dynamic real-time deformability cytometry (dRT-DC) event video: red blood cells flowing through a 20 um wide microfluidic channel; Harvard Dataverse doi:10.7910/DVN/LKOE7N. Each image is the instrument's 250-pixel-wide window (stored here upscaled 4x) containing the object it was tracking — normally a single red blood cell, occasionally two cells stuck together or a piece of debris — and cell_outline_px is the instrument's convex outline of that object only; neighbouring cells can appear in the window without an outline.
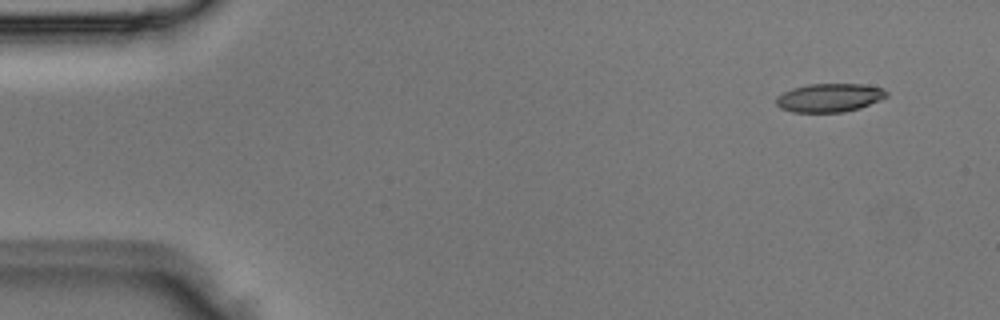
{"species": "Egyptian fruit bat (a non-hibernating species)", "species_latin": "Rousettus aegyptiacus", "temperature_condition": "room temperature", "stored_images_in_passage": 4, "camera_frame_rate_fps": 3000, "um_per_image_px": 0.085, "animal": {"sex": "male"}, "frame": {"image": 1, "passage_image": 1, "time_ms": 0.0, "image_size_px": [1000, 320], "cell_outline_px": [[888, 96], [880, 100], [860, 108], [844, 112], [792, 112], [780, 108], [776, 104], [776, 96], [792, 88], [808, 84], [860, 84], [880, 88], [888, 92]], "centroid_in_image_um": [70.48, 8.31], "position_along_channel_um": 14.5, "area_um2": 18.32}}
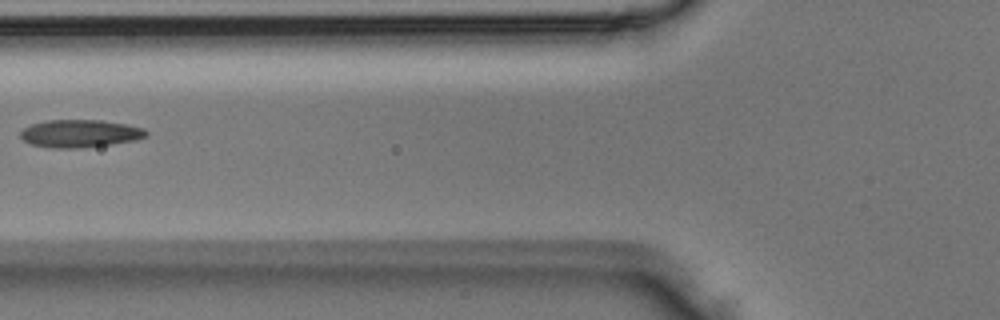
{"frame": {"image": 2, "passage_image": 4, "time_ms": 1.0, "image_size_px": [1000, 320], "cell_outline_px": [[148, 136], [136, 140], [112, 144], [80, 148], [48, 148], [28, 144], [20, 136], [20, 132], [24, 128], [32, 124], [48, 120], [100, 120], [124, 124], [144, 128], [148, 132]], "centroid_in_image_um": [6.79, 11.36], "position_along_channel_um": 119.0, "area_um2": 20.4}}